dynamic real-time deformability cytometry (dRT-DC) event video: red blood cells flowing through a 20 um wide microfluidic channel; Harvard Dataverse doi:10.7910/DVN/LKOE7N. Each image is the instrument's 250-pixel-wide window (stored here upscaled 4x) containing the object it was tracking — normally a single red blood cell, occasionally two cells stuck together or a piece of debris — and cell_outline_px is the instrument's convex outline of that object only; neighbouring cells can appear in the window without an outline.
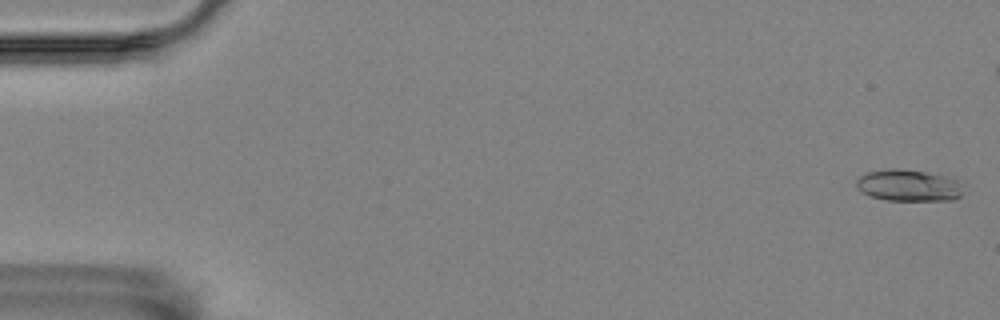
{"species": "Egyptian fruit bat (a non-hibernating species)", "species_latin": "Rousettus aegyptiacus", "temperature_condition": "room temperature", "stored_images_in_passage": 52, "camera_frame_rate_fps": 3000, "um_per_image_px": 0.085, "animal": {"sex": "female"}, "frame": {"image": 1, "passage_image": 2, "time_ms": 0.333, "image_size_px": [1000, 320], "cell_outline_px": [[960, 196], [944, 200], [888, 200], [872, 196], [864, 192], [856, 184], [860, 176], [872, 172], [920, 172], [936, 176]], "centroid_in_image_um": [76.94, 15.84], "position_along_channel_um": 8.1, "area_um2": 16.47}}
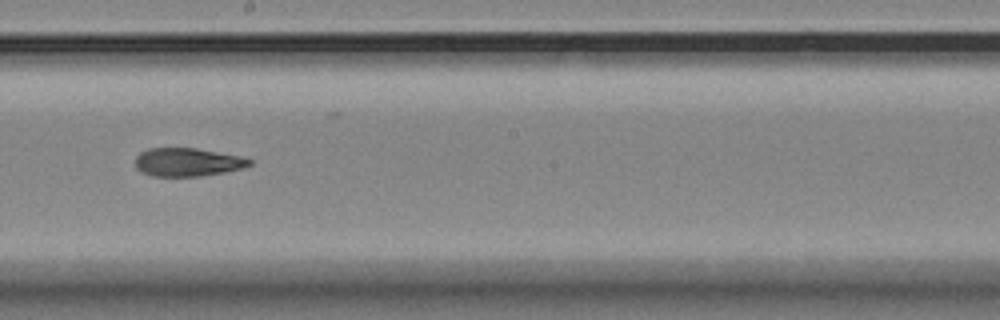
{"frame": {"image": 2, "passage_image": 33, "time_ms": 10.667, "image_size_px": [1000, 320], "cell_outline_px": [[252, 164], [240, 168], [220, 172], [196, 176], [156, 176], [144, 172], [136, 168], [136, 156], [140, 152], [148, 148], [196, 148], [236, 156], [252, 160]], "centroid_in_image_um": [15.87, 13.77], "position_along_channel_um": 232.3, "area_um2": 18.26}}
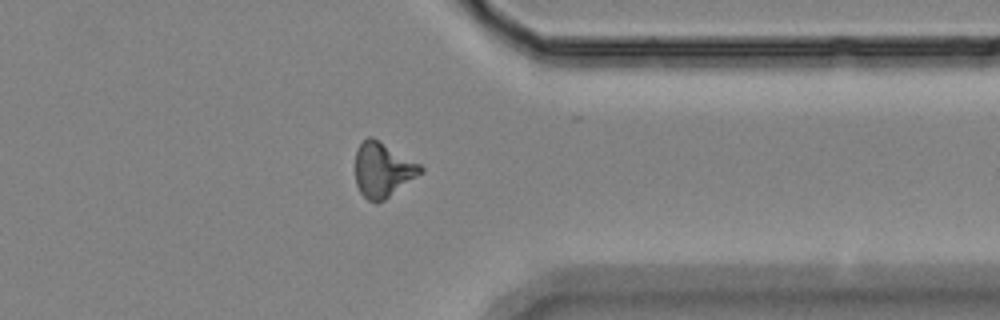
{"frame": {"image": 3, "passage_image": 46, "time_ms": 15.0, "image_size_px": [1000, 320], "cell_outline_px": [[424, 172], [384, 200], [368, 200], [360, 192], [356, 184], [356, 152], [360, 144], [368, 136], [372, 136], [420, 164], [424, 168]], "centroid_in_image_um": [32.55, 14.42], "position_along_channel_um": 378.8, "area_um2": 20.52}, "authors_computed_cell_mechanics": {"area_um2": 18.4671, "velocity_mm_per_s": 3.51, "shape_relaxation_time_tau1_ms": null, "shape_relaxation_time_tau2_ms": 5.6091, "deformation_change_tau1": null, "deformation_change_tau2": 0.1516}}